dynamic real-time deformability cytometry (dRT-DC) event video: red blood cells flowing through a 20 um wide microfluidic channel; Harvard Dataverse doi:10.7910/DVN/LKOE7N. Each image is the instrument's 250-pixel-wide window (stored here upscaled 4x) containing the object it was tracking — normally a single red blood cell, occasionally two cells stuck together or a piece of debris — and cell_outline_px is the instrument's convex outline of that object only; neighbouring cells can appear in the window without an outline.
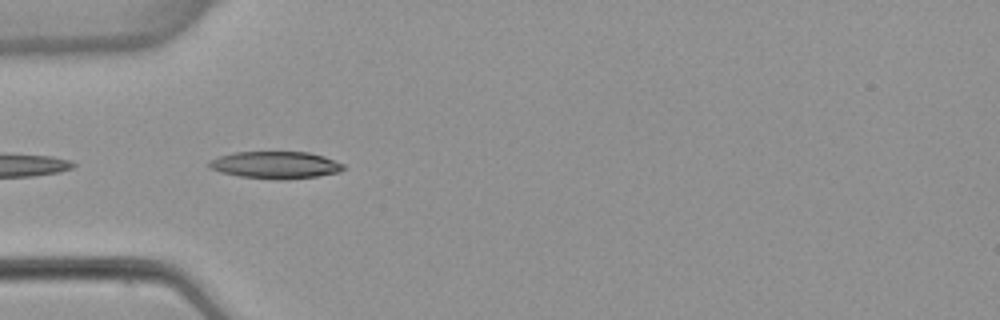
{"species": "common noctule bat (a hibernating species)", "species_latin": "Nyctalus noctula", "temperature_condition": "warm", "stored_images_in_passage": 5, "camera_frame_rate_fps": 3000, "um_per_image_px": 0.085, "animal": {"sex": "female", "body_mass_g": 22.7, "forearm_length_mm": 54.2}, "frame": {"image": 1, "passage_image": 4, "time_ms": 4.333, "image_size_px": [1000, 320], "cell_outline_px": [[344, 168], [340, 172], [316, 176], [288, 180], [280, 180], [240, 176], [220, 172], [208, 168], [208, 160], [232, 152], [308, 152], [324, 156], [344, 164]], "centroid_in_image_um": [23.4, 14.02], "position_along_channel_um": 61.6, "area_um2": 21.39}}
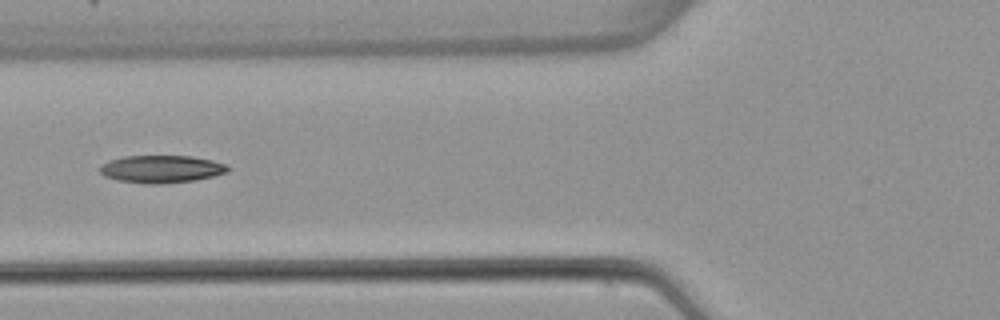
{"frame": {"image": 2, "passage_image": 5, "time_ms": 5.667, "image_size_px": [1000, 320], "cell_outline_px": [[228, 172], [212, 176], [192, 180], [160, 184], [144, 184], [116, 180], [104, 176], [100, 172], [100, 164], [108, 160], [124, 156], [192, 156], [212, 160], [228, 164]], "centroid_in_image_um": [13.68, 14.36], "position_along_channel_um": 112.1, "area_um2": 20.63}}